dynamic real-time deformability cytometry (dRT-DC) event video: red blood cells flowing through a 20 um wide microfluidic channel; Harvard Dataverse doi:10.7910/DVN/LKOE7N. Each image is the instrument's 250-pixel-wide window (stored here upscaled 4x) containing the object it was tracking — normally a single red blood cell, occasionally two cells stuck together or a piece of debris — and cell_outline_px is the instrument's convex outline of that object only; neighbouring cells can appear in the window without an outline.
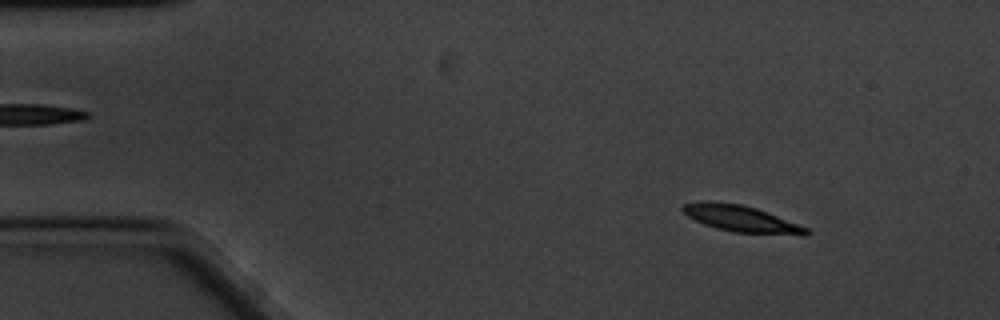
{"species": "common noctule bat (a hibernating species)", "species_latin": "Nyctalus noctula", "temperature_condition": "cold", "stored_images_in_passage": 18, "camera_frame_rate_fps": 3000, "um_per_image_px": 0.085, "animal": {"sex": "male", "body_mass_g": 20.1, "forearm_length_mm": 53.5}, "frame": {"image": 1, "passage_image": 8, "time_ms": 2.333, "image_size_px": [1000, 320], "cell_outline_px": [[812, 232], [808, 236], [804, 236], [732, 232], [716, 228], [704, 224], [688, 216], [680, 208], [684, 204], [700, 200], [712, 200], [740, 204], [756, 208], [808, 228]], "centroid_in_image_um": [63.01, 18.59], "position_along_channel_um": 22.0, "area_um2": 19.31}}